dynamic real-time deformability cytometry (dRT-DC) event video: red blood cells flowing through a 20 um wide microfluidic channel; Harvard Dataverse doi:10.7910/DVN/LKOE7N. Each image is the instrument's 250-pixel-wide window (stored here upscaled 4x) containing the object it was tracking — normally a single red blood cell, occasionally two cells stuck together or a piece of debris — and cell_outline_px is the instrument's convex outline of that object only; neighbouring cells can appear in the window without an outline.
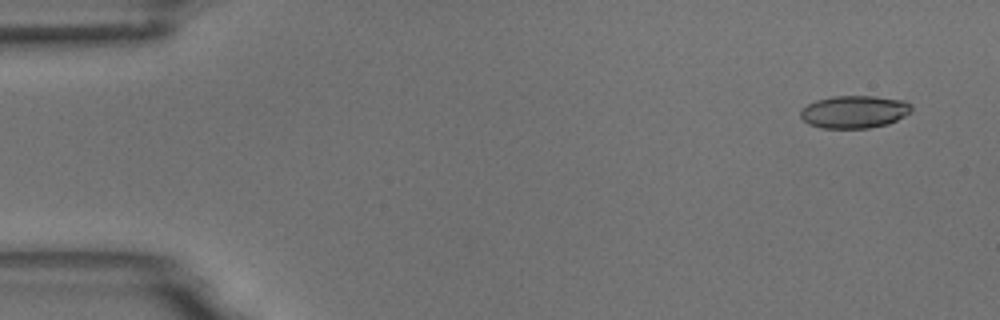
{"species": "common noctule bat (a hibernating species)", "species_latin": "Nyctalus noctula", "temperature_condition": "room temperature", "stored_images_in_passage": 4, "camera_frame_rate_fps": 3000, "um_per_image_px": 0.085, "animal": {"sex": "male", "body_mass_g": 18.8}, "frame": {"image": 1, "passage_image": 1, "time_ms": 0.0, "image_size_px": [1000, 320], "cell_outline_px": [[912, 112], [888, 124], [868, 128], [820, 128], [808, 124], [800, 116], [800, 112], [808, 104], [816, 100], [832, 96], [876, 96], [904, 100], [912, 104]], "centroid_in_image_um": [72.64, 9.5], "position_along_channel_um": 12.4, "area_um2": 21.21}}